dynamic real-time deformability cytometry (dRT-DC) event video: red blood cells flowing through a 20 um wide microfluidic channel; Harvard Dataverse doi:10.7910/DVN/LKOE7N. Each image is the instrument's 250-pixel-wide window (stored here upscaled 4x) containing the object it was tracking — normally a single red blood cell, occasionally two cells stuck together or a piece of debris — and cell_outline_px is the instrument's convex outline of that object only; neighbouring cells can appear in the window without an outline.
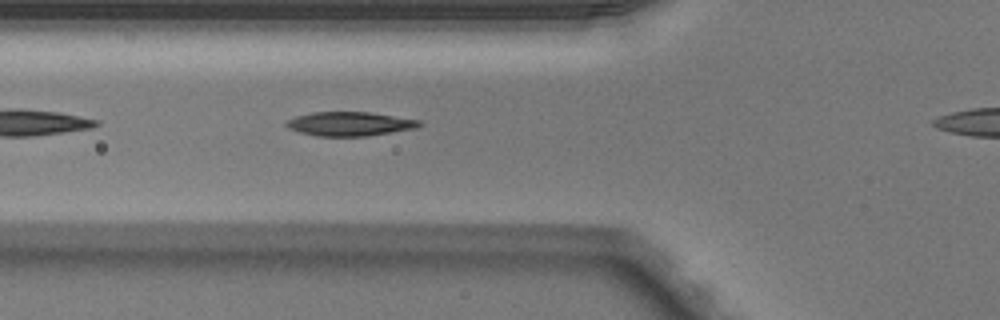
{"species": "Egyptian fruit bat (a non-hibernating species)", "species_latin": "Rousettus aegyptiacus", "temperature_condition": "warm", "stored_images_in_passage": 31, "camera_frame_rate_fps": 3000, "um_per_image_px": 0.085, "animal": {"sex": "male"}, "frame": {"image": 1, "passage_image": 5, "time_ms": 1.333, "image_size_px": [1000, 320], "cell_outline_px": [[424, 124], [416, 128], [368, 136], [316, 136], [300, 132], [288, 128], [284, 124], [288, 120], [296, 116], [312, 112], [368, 112], [420, 120]], "centroid_in_image_um": [29.73, 10.53], "position_along_channel_um": 96.1, "area_um2": 18.61}}
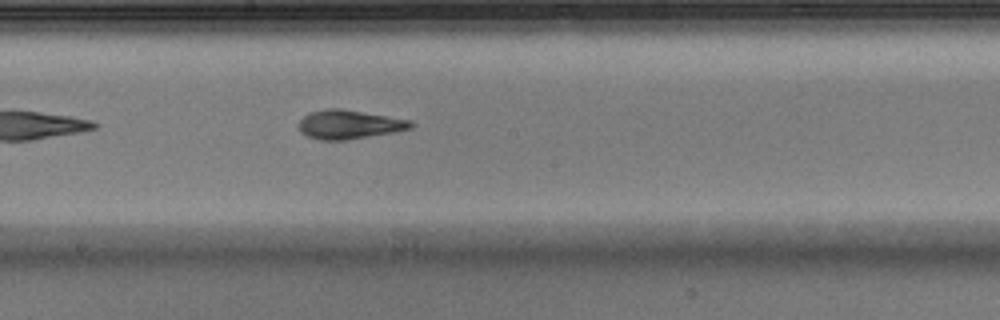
{"frame": {"image": 2, "passage_image": 14, "time_ms": 4.333, "image_size_px": [1000, 320], "cell_outline_px": [[412, 128], [392, 132], [348, 140], [320, 140], [308, 136], [300, 132], [300, 120], [304, 116], [312, 112], [328, 108], [340, 108], [412, 120]], "centroid_in_image_um": [29.68, 10.58], "position_along_channel_um": 218.5, "area_um2": 18.67}}
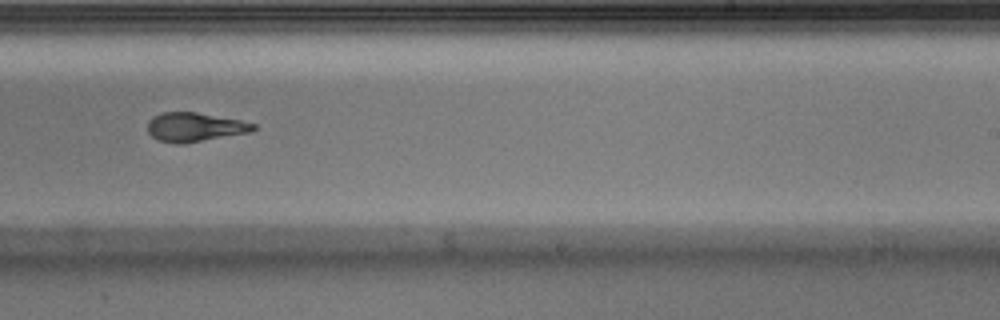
{"frame": {"image": 3, "passage_image": 18, "time_ms": 5.667, "image_size_px": [1000, 320], "cell_outline_px": [[256, 128], [252, 132], [180, 144], [176, 144], [160, 140], [152, 136], [148, 132], [148, 120], [152, 116], [164, 112], [196, 112], [240, 120], [256, 124]], "centroid_in_image_um": [16.55, 10.8], "position_along_channel_um": 272.4, "area_um2": 17.8}}